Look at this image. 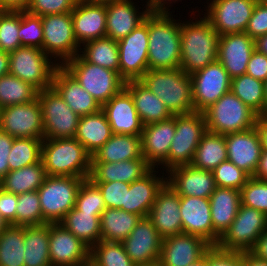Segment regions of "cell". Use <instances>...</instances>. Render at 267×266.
I'll return each mask as SVG.
<instances>
[{
	"label": "cell",
	"instance_id": "603a6c76",
	"mask_svg": "<svg viewBox=\"0 0 267 266\" xmlns=\"http://www.w3.org/2000/svg\"><path fill=\"white\" fill-rule=\"evenodd\" d=\"M254 50L255 40L245 32L220 35L217 59L233 79L246 74Z\"/></svg>",
	"mask_w": 267,
	"mask_h": 266
},
{
	"label": "cell",
	"instance_id": "277c9868",
	"mask_svg": "<svg viewBox=\"0 0 267 266\" xmlns=\"http://www.w3.org/2000/svg\"><path fill=\"white\" fill-rule=\"evenodd\" d=\"M47 176L89 178L92 156L75 138L44 139L42 157Z\"/></svg>",
	"mask_w": 267,
	"mask_h": 266
},
{
	"label": "cell",
	"instance_id": "6da1fadb",
	"mask_svg": "<svg viewBox=\"0 0 267 266\" xmlns=\"http://www.w3.org/2000/svg\"><path fill=\"white\" fill-rule=\"evenodd\" d=\"M172 12L152 9L148 14V70H173L180 66L181 18L176 20Z\"/></svg>",
	"mask_w": 267,
	"mask_h": 266
},
{
	"label": "cell",
	"instance_id": "d590c367",
	"mask_svg": "<svg viewBox=\"0 0 267 266\" xmlns=\"http://www.w3.org/2000/svg\"><path fill=\"white\" fill-rule=\"evenodd\" d=\"M59 223L90 249L101 240L100 215L97 212H83L74 207Z\"/></svg>",
	"mask_w": 267,
	"mask_h": 266
},
{
	"label": "cell",
	"instance_id": "3957f363",
	"mask_svg": "<svg viewBox=\"0 0 267 266\" xmlns=\"http://www.w3.org/2000/svg\"><path fill=\"white\" fill-rule=\"evenodd\" d=\"M139 81L159 97L172 115L195 112L192 81L182 69L148 70Z\"/></svg>",
	"mask_w": 267,
	"mask_h": 266
},
{
	"label": "cell",
	"instance_id": "e0dca14e",
	"mask_svg": "<svg viewBox=\"0 0 267 266\" xmlns=\"http://www.w3.org/2000/svg\"><path fill=\"white\" fill-rule=\"evenodd\" d=\"M51 266H86L90 248L60 223H49Z\"/></svg>",
	"mask_w": 267,
	"mask_h": 266
},
{
	"label": "cell",
	"instance_id": "7dc6e473",
	"mask_svg": "<svg viewBox=\"0 0 267 266\" xmlns=\"http://www.w3.org/2000/svg\"><path fill=\"white\" fill-rule=\"evenodd\" d=\"M47 223L42 215L37 191L17 195L16 226H40Z\"/></svg>",
	"mask_w": 267,
	"mask_h": 266
},
{
	"label": "cell",
	"instance_id": "c3c4849f",
	"mask_svg": "<svg viewBox=\"0 0 267 266\" xmlns=\"http://www.w3.org/2000/svg\"><path fill=\"white\" fill-rule=\"evenodd\" d=\"M20 11H0V49L10 53L21 46Z\"/></svg>",
	"mask_w": 267,
	"mask_h": 266
},
{
	"label": "cell",
	"instance_id": "8fae6325",
	"mask_svg": "<svg viewBox=\"0 0 267 266\" xmlns=\"http://www.w3.org/2000/svg\"><path fill=\"white\" fill-rule=\"evenodd\" d=\"M175 136L167 157V172L191 164L201 137L207 131L203 112L175 115Z\"/></svg>",
	"mask_w": 267,
	"mask_h": 266
},
{
	"label": "cell",
	"instance_id": "d6a6232c",
	"mask_svg": "<svg viewBox=\"0 0 267 266\" xmlns=\"http://www.w3.org/2000/svg\"><path fill=\"white\" fill-rule=\"evenodd\" d=\"M143 126L166 120L173 116L165 104L139 80L125 82Z\"/></svg>",
	"mask_w": 267,
	"mask_h": 266
},
{
	"label": "cell",
	"instance_id": "34e18365",
	"mask_svg": "<svg viewBox=\"0 0 267 266\" xmlns=\"http://www.w3.org/2000/svg\"><path fill=\"white\" fill-rule=\"evenodd\" d=\"M8 226L9 224L5 221V219L2 217L0 213V233L4 231Z\"/></svg>",
	"mask_w": 267,
	"mask_h": 266
},
{
	"label": "cell",
	"instance_id": "52a82bcc",
	"mask_svg": "<svg viewBox=\"0 0 267 266\" xmlns=\"http://www.w3.org/2000/svg\"><path fill=\"white\" fill-rule=\"evenodd\" d=\"M59 65L37 47L20 46L9 53V74L31 84L38 91L52 87Z\"/></svg>",
	"mask_w": 267,
	"mask_h": 266
},
{
	"label": "cell",
	"instance_id": "484cf974",
	"mask_svg": "<svg viewBox=\"0 0 267 266\" xmlns=\"http://www.w3.org/2000/svg\"><path fill=\"white\" fill-rule=\"evenodd\" d=\"M227 146V160L254 175L262 154V145L256 127L224 135Z\"/></svg>",
	"mask_w": 267,
	"mask_h": 266
},
{
	"label": "cell",
	"instance_id": "4316f807",
	"mask_svg": "<svg viewBox=\"0 0 267 266\" xmlns=\"http://www.w3.org/2000/svg\"><path fill=\"white\" fill-rule=\"evenodd\" d=\"M157 170L158 168H152L141 179L130 183L129 189H126L125 206L121 210L137 214L141 218L148 217L157 193L167 182L164 171L161 170L162 173L158 175L160 169Z\"/></svg>",
	"mask_w": 267,
	"mask_h": 266
},
{
	"label": "cell",
	"instance_id": "44dd1931",
	"mask_svg": "<svg viewBox=\"0 0 267 266\" xmlns=\"http://www.w3.org/2000/svg\"><path fill=\"white\" fill-rule=\"evenodd\" d=\"M148 218L163 239L183 233L180 196L167 182L157 193Z\"/></svg>",
	"mask_w": 267,
	"mask_h": 266
},
{
	"label": "cell",
	"instance_id": "5b68a950",
	"mask_svg": "<svg viewBox=\"0 0 267 266\" xmlns=\"http://www.w3.org/2000/svg\"><path fill=\"white\" fill-rule=\"evenodd\" d=\"M62 67L102 106L125 87L119 73L86 62L79 54Z\"/></svg>",
	"mask_w": 267,
	"mask_h": 266
},
{
	"label": "cell",
	"instance_id": "74e56055",
	"mask_svg": "<svg viewBox=\"0 0 267 266\" xmlns=\"http://www.w3.org/2000/svg\"><path fill=\"white\" fill-rule=\"evenodd\" d=\"M24 266H51L49 223L24 226Z\"/></svg>",
	"mask_w": 267,
	"mask_h": 266
},
{
	"label": "cell",
	"instance_id": "f6af8a7d",
	"mask_svg": "<svg viewBox=\"0 0 267 266\" xmlns=\"http://www.w3.org/2000/svg\"><path fill=\"white\" fill-rule=\"evenodd\" d=\"M42 142L38 138H14L8 159L9 171L40 162Z\"/></svg>",
	"mask_w": 267,
	"mask_h": 266
},
{
	"label": "cell",
	"instance_id": "5bb4252c",
	"mask_svg": "<svg viewBox=\"0 0 267 266\" xmlns=\"http://www.w3.org/2000/svg\"><path fill=\"white\" fill-rule=\"evenodd\" d=\"M117 43L120 76L125 81L139 80L148 71V15L143 23Z\"/></svg>",
	"mask_w": 267,
	"mask_h": 266
},
{
	"label": "cell",
	"instance_id": "9a60e30c",
	"mask_svg": "<svg viewBox=\"0 0 267 266\" xmlns=\"http://www.w3.org/2000/svg\"><path fill=\"white\" fill-rule=\"evenodd\" d=\"M195 112H204L231 90V78L217 59L190 75Z\"/></svg>",
	"mask_w": 267,
	"mask_h": 266
},
{
	"label": "cell",
	"instance_id": "f5cc1de1",
	"mask_svg": "<svg viewBox=\"0 0 267 266\" xmlns=\"http://www.w3.org/2000/svg\"><path fill=\"white\" fill-rule=\"evenodd\" d=\"M240 192L241 205L262 211L267 216V180L250 177Z\"/></svg>",
	"mask_w": 267,
	"mask_h": 266
},
{
	"label": "cell",
	"instance_id": "83f0119b",
	"mask_svg": "<svg viewBox=\"0 0 267 266\" xmlns=\"http://www.w3.org/2000/svg\"><path fill=\"white\" fill-rule=\"evenodd\" d=\"M180 215L184 234L200 236L214 246L209 198L180 196Z\"/></svg>",
	"mask_w": 267,
	"mask_h": 266
},
{
	"label": "cell",
	"instance_id": "f35d334b",
	"mask_svg": "<svg viewBox=\"0 0 267 266\" xmlns=\"http://www.w3.org/2000/svg\"><path fill=\"white\" fill-rule=\"evenodd\" d=\"M227 160V146L222 134L206 131L196 148L191 165L195 168L213 171Z\"/></svg>",
	"mask_w": 267,
	"mask_h": 266
},
{
	"label": "cell",
	"instance_id": "4fadbf2b",
	"mask_svg": "<svg viewBox=\"0 0 267 266\" xmlns=\"http://www.w3.org/2000/svg\"><path fill=\"white\" fill-rule=\"evenodd\" d=\"M203 14L218 35L245 32L256 0H207ZM210 1V2H209Z\"/></svg>",
	"mask_w": 267,
	"mask_h": 266
},
{
	"label": "cell",
	"instance_id": "ee69618b",
	"mask_svg": "<svg viewBox=\"0 0 267 266\" xmlns=\"http://www.w3.org/2000/svg\"><path fill=\"white\" fill-rule=\"evenodd\" d=\"M38 90L17 76L0 77V107L26 104L37 99Z\"/></svg>",
	"mask_w": 267,
	"mask_h": 266
},
{
	"label": "cell",
	"instance_id": "2644e50d",
	"mask_svg": "<svg viewBox=\"0 0 267 266\" xmlns=\"http://www.w3.org/2000/svg\"><path fill=\"white\" fill-rule=\"evenodd\" d=\"M255 49L267 56V34L255 40Z\"/></svg>",
	"mask_w": 267,
	"mask_h": 266
},
{
	"label": "cell",
	"instance_id": "753ad0ef",
	"mask_svg": "<svg viewBox=\"0 0 267 266\" xmlns=\"http://www.w3.org/2000/svg\"><path fill=\"white\" fill-rule=\"evenodd\" d=\"M265 116H267V78L264 80Z\"/></svg>",
	"mask_w": 267,
	"mask_h": 266
},
{
	"label": "cell",
	"instance_id": "6f0895ef",
	"mask_svg": "<svg viewBox=\"0 0 267 266\" xmlns=\"http://www.w3.org/2000/svg\"><path fill=\"white\" fill-rule=\"evenodd\" d=\"M245 33L254 40L267 34V5L262 1H257Z\"/></svg>",
	"mask_w": 267,
	"mask_h": 266
},
{
	"label": "cell",
	"instance_id": "db71d44e",
	"mask_svg": "<svg viewBox=\"0 0 267 266\" xmlns=\"http://www.w3.org/2000/svg\"><path fill=\"white\" fill-rule=\"evenodd\" d=\"M78 0H31L26 11L39 16L72 12Z\"/></svg>",
	"mask_w": 267,
	"mask_h": 266
},
{
	"label": "cell",
	"instance_id": "03108f58",
	"mask_svg": "<svg viewBox=\"0 0 267 266\" xmlns=\"http://www.w3.org/2000/svg\"><path fill=\"white\" fill-rule=\"evenodd\" d=\"M252 177L259 180H267V152H262L256 171Z\"/></svg>",
	"mask_w": 267,
	"mask_h": 266
},
{
	"label": "cell",
	"instance_id": "003e7915",
	"mask_svg": "<svg viewBox=\"0 0 267 266\" xmlns=\"http://www.w3.org/2000/svg\"><path fill=\"white\" fill-rule=\"evenodd\" d=\"M178 1H182V0H146L144 2L151 9H162V10H166L167 9V10H170L172 8V6H173L172 4L173 3H177Z\"/></svg>",
	"mask_w": 267,
	"mask_h": 266
},
{
	"label": "cell",
	"instance_id": "e7e4bbea",
	"mask_svg": "<svg viewBox=\"0 0 267 266\" xmlns=\"http://www.w3.org/2000/svg\"><path fill=\"white\" fill-rule=\"evenodd\" d=\"M255 127L260 136L262 152H267V116H258Z\"/></svg>",
	"mask_w": 267,
	"mask_h": 266
},
{
	"label": "cell",
	"instance_id": "7c38bea8",
	"mask_svg": "<svg viewBox=\"0 0 267 266\" xmlns=\"http://www.w3.org/2000/svg\"><path fill=\"white\" fill-rule=\"evenodd\" d=\"M44 124V139L74 138L80 116L77 115L53 88L38 91Z\"/></svg>",
	"mask_w": 267,
	"mask_h": 266
},
{
	"label": "cell",
	"instance_id": "89a4df30",
	"mask_svg": "<svg viewBox=\"0 0 267 266\" xmlns=\"http://www.w3.org/2000/svg\"><path fill=\"white\" fill-rule=\"evenodd\" d=\"M9 74V53L0 50V77Z\"/></svg>",
	"mask_w": 267,
	"mask_h": 266
},
{
	"label": "cell",
	"instance_id": "d6986e66",
	"mask_svg": "<svg viewBox=\"0 0 267 266\" xmlns=\"http://www.w3.org/2000/svg\"><path fill=\"white\" fill-rule=\"evenodd\" d=\"M175 129V115L143 126L140 135L142 156L152 168H160L167 172V157L175 136Z\"/></svg>",
	"mask_w": 267,
	"mask_h": 266
},
{
	"label": "cell",
	"instance_id": "1f68e13d",
	"mask_svg": "<svg viewBox=\"0 0 267 266\" xmlns=\"http://www.w3.org/2000/svg\"><path fill=\"white\" fill-rule=\"evenodd\" d=\"M151 169L144 157L116 163H91L89 178L94 183L119 181L130 184L141 179Z\"/></svg>",
	"mask_w": 267,
	"mask_h": 266
},
{
	"label": "cell",
	"instance_id": "a7ac6f4b",
	"mask_svg": "<svg viewBox=\"0 0 267 266\" xmlns=\"http://www.w3.org/2000/svg\"><path fill=\"white\" fill-rule=\"evenodd\" d=\"M244 266H267V261L260 260L250 252H243Z\"/></svg>",
	"mask_w": 267,
	"mask_h": 266
},
{
	"label": "cell",
	"instance_id": "ba28073f",
	"mask_svg": "<svg viewBox=\"0 0 267 266\" xmlns=\"http://www.w3.org/2000/svg\"><path fill=\"white\" fill-rule=\"evenodd\" d=\"M85 178L47 176L37 190L43 218L48 223H59L75 207L76 196Z\"/></svg>",
	"mask_w": 267,
	"mask_h": 266
},
{
	"label": "cell",
	"instance_id": "8c879c8a",
	"mask_svg": "<svg viewBox=\"0 0 267 266\" xmlns=\"http://www.w3.org/2000/svg\"><path fill=\"white\" fill-rule=\"evenodd\" d=\"M78 1L85 2V3L108 4L116 0H78Z\"/></svg>",
	"mask_w": 267,
	"mask_h": 266
},
{
	"label": "cell",
	"instance_id": "d4e9b609",
	"mask_svg": "<svg viewBox=\"0 0 267 266\" xmlns=\"http://www.w3.org/2000/svg\"><path fill=\"white\" fill-rule=\"evenodd\" d=\"M167 183L179 196L210 198L217 187L212 171L179 165L166 172Z\"/></svg>",
	"mask_w": 267,
	"mask_h": 266
},
{
	"label": "cell",
	"instance_id": "60d3db41",
	"mask_svg": "<svg viewBox=\"0 0 267 266\" xmlns=\"http://www.w3.org/2000/svg\"><path fill=\"white\" fill-rule=\"evenodd\" d=\"M79 55L86 61L119 73V49L117 41L102 37L86 42Z\"/></svg>",
	"mask_w": 267,
	"mask_h": 266
},
{
	"label": "cell",
	"instance_id": "ac0fdd59",
	"mask_svg": "<svg viewBox=\"0 0 267 266\" xmlns=\"http://www.w3.org/2000/svg\"><path fill=\"white\" fill-rule=\"evenodd\" d=\"M163 238L148 217L140 218L129 236L123 240L124 250L137 266L158 264Z\"/></svg>",
	"mask_w": 267,
	"mask_h": 266
},
{
	"label": "cell",
	"instance_id": "4dcf8cb0",
	"mask_svg": "<svg viewBox=\"0 0 267 266\" xmlns=\"http://www.w3.org/2000/svg\"><path fill=\"white\" fill-rule=\"evenodd\" d=\"M209 199L216 246L238 213L241 192L238 189L216 187Z\"/></svg>",
	"mask_w": 267,
	"mask_h": 266
},
{
	"label": "cell",
	"instance_id": "2a66077c",
	"mask_svg": "<svg viewBox=\"0 0 267 266\" xmlns=\"http://www.w3.org/2000/svg\"><path fill=\"white\" fill-rule=\"evenodd\" d=\"M2 190V178L0 177V191Z\"/></svg>",
	"mask_w": 267,
	"mask_h": 266
},
{
	"label": "cell",
	"instance_id": "680465c9",
	"mask_svg": "<svg viewBox=\"0 0 267 266\" xmlns=\"http://www.w3.org/2000/svg\"><path fill=\"white\" fill-rule=\"evenodd\" d=\"M17 194L0 191V213L9 225L16 226Z\"/></svg>",
	"mask_w": 267,
	"mask_h": 266
},
{
	"label": "cell",
	"instance_id": "7a4b0ae2",
	"mask_svg": "<svg viewBox=\"0 0 267 266\" xmlns=\"http://www.w3.org/2000/svg\"><path fill=\"white\" fill-rule=\"evenodd\" d=\"M192 20H181V61L179 68L186 74L205 68L218 58L219 35L208 19L196 10ZM199 16V18L197 16ZM195 18V19H194ZM195 20V21H194Z\"/></svg>",
	"mask_w": 267,
	"mask_h": 266
},
{
	"label": "cell",
	"instance_id": "6125c7cd",
	"mask_svg": "<svg viewBox=\"0 0 267 266\" xmlns=\"http://www.w3.org/2000/svg\"><path fill=\"white\" fill-rule=\"evenodd\" d=\"M250 253L260 260L267 261V230L258 238Z\"/></svg>",
	"mask_w": 267,
	"mask_h": 266
},
{
	"label": "cell",
	"instance_id": "7bdbcfd3",
	"mask_svg": "<svg viewBox=\"0 0 267 266\" xmlns=\"http://www.w3.org/2000/svg\"><path fill=\"white\" fill-rule=\"evenodd\" d=\"M24 226L9 225L0 233V266H24Z\"/></svg>",
	"mask_w": 267,
	"mask_h": 266
},
{
	"label": "cell",
	"instance_id": "2e32d148",
	"mask_svg": "<svg viewBox=\"0 0 267 266\" xmlns=\"http://www.w3.org/2000/svg\"><path fill=\"white\" fill-rule=\"evenodd\" d=\"M0 130L14 138L44 140L43 116L38 98L26 104L1 108Z\"/></svg>",
	"mask_w": 267,
	"mask_h": 266
},
{
	"label": "cell",
	"instance_id": "e575fe53",
	"mask_svg": "<svg viewBox=\"0 0 267 266\" xmlns=\"http://www.w3.org/2000/svg\"><path fill=\"white\" fill-rule=\"evenodd\" d=\"M112 136L111 127L102 110L81 116L75 139L83 145L91 156Z\"/></svg>",
	"mask_w": 267,
	"mask_h": 266
},
{
	"label": "cell",
	"instance_id": "11a10c76",
	"mask_svg": "<svg viewBox=\"0 0 267 266\" xmlns=\"http://www.w3.org/2000/svg\"><path fill=\"white\" fill-rule=\"evenodd\" d=\"M95 184L102 192L106 208L120 209L125 206L126 189L130 184L119 181Z\"/></svg>",
	"mask_w": 267,
	"mask_h": 266
},
{
	"label": "cell",
	"instance_id": "836d02e7",
	"mask_svg": "<svg viewBox=\"0 0 267 266\" xmlns=\"http://www.w3.org/2000/svg\"><path fill=\"white\" fill-rule=\"evenodd\" d=\"M138 158H143L140 136L112 134L92 155V163H116Z\"/></svg>",
	"mask_w": 267,
	"mask_h": 266
},
{
	"label": "cell",
	"instance_id": "30bf717a",
	"mask_svg": "<svg viewBox=\"0 0 267 266\" xmlns=\"http://www.w3.org/2000/svg\"><path fill=\"white\" fill-rule=\"evenodd\" d=\"M44 32L42 50L59 66L79 54L71 12L41 16Z\"/></svg>",
	"mask_w": 267,
	"mask_h": 266
},
{
	"label": "cell",
	"instance_id": "7402d4cb",
	"mask_svg": "<svg viewBox=\"0 0 267 266\" xmlns=\"http://www.w3.org/2000/svg\"><path fill=\"white\" fill-rule=\"evenodd\" d=\"M135 3L133 0H116L106 4L107 37L119 41L144 22L152 9L146 3H143L144 7Z\"/></svg>",
	"mask_w": 267,
	"mask_h": 266
},
{
	"label": "cell",
	"instance_id": "ab89813d",
	"mask_svg": "<svg viewBox=\"0 0 267 266\" xmlns=\"http://www.w3.org/2000/svg\"><path fill=\"white\" fill-rule=\"evenodd\" d=\"M47 177L41 160L38 163L9 171L2 178V189L12 194H22L37 191Z\"/></svg>",
	"mask_w": 267,
	"mask_h": 266
},
{
	"label": "cell",
	"instance_id": "f1b7e54d",
	"mask_svg": "<svg viewBox=\"0 0 267 266\" xmlns=\"http://www.w3.org/2000/svg\"><path fill=\"white\" fill-rule=\"evenodd\" d=\"M71 16L74 36L80 47L106 36V4L78 1Z\"/></svg>",
	"mask_w": 267,
	"mask_h": 266
},
{
	"label": "cell",
	"instance_id": "681fc988",
	"mask_svg": "<svg viewBox=\"0 0 267 266\" xmlns=\"http://www.w3.org/2000/svg\"><path fill=\"white\" fill-rule=\"evenodd\" d=\"M75 208L83 212H97L99 215L106 209L102 192L90 179H84L79 187Z\"/></svg>",
	"mask_w": 267,
	"mask_h": 266
},
{
	"label": "cell",
	"instance_id": "94428289",
	"mask_svg": "<svg viewBox=\"0 0 267 266\" xmlns=\"http://www.w3.org/2000/svg\"><path fill=\"white\" fill-rule=\"evenodd\" d=\"M14 137L0 130V177L3 178L9 172V155Z\"/></svg>",
	"mask_w": 267,
	"mask_h": 266
},
{
	"label": "cell",
	"instance_id": "bcb514c9",
	"mask_svg": "<svg viewBox=\"0 0 267 266\" xmlns=\"http://www.w3.org/2000/svg\"><path fill=\"white\" fill-rule=\"evenodd\" d=\"M90 266H137L121 242L100 240L90 249Z\"/></svg>",
	"mask_w": 267,
	"mask_h": 266
},
{
	"label": "cell",
	"instance_id": "9c48e42d",
	"mask_svg": "<svg viewBox=\"0 0 267 266\" xmlns=\"http://www.w3.org/2000/svg\"><path fill=\"white\" fill-rule=\"evenodd\" d=\"M266 230L267 216L262 211L240 205L234 221L216 246L224 251L250 252Z\"/></svg>",
	"mask_w": 267,
	"mask_h": 266
},
{
	"label": "cell",
	"instance_id": "91938a15",
	"mask_svg": "<svg viewBox=\"0 0 267 266\" xmlns=\"http://www.w3.org/2000/svg\"><path fill=\"white\" fill-rule=\"evenodd\" d=\"M246 74L264 81L267 78V56L255 49L248 62Z\"/></svg>",
	"mask_w": 267,
	"mask_h": 266
},
{
	"label": "cell",
	"instance_id": "8992f818",
	"mask_svg": "<svg viewBox=\"0 0 267 266\" xmlns=\"http://www.w3.org/2000/svg\"><path fill=\"white\" fill-rule=\"evenodd\" d=\"M203 113L207 131L222 135L253 128L258 118L231 90Z\"/></svg>",
	"mask_w": 267,
	"mask_h": 266
},
{
	"label": "cell",
	"instance_id": "11e5206c",
	"mask_svg": "<svg viewBox=\"0 0 267 266\" xmlns=\"http://www.w3.org/2000/svg\"><path fill=\"white\" fill-rule=\"evenodd\" d=\"M190 266H206V253L204 255V257L202 259H200L199 261L191 264Z\"/></svg>",
	"mask_w": 267,
	"mask_h": 266
},
{
	"label": "cell",
	"instance_id": "b9fcfbb0",
	"mask_svg": "<svg viewBox=\"0 0 267 266\" xmlns=\"http://www.w3.org/2000/svg\"><path fill=\"white\" fill-rule=\"evenodd\" d=\"M263 3H265L267 5V0H262Z\"/></svg>",
	"mask_w": 267,
	"mask_h": 266
},
{
	"label": "cell",
	"instance_id": "816d5d0a",
	"mask_svg": "<svg viewBox=\"0 0 267 266\" xmlns=\"http://www.w3.org/2000/svg\"><path fill=\"white\" fill-rule=\"evenodd\" d=\"M212 172L216 186L221 188L241 190L251 177L229 160L223 161Z\"/></svg>",
	"mask_w": 267,
	"mask_h": 266
},
{
	"label": "cell",
	"instance_id": "b9f144b4",
	"mask_svg": "<svg viewBox=\"0 0 267 266\" xmlns=\"http://www.w3.org/2000/svg\"><path fill=\"white\" fill-rule=\"evenodd\" d=\"M264 81L248 74L231 79V91L258 116H265Z\"/></svg>",
	"mask_w": 267,
	"mask_h": 266
},
{
	"label": "cell",
	"instance_id": "ffe728a7",
	"mask_svg": "<svg viewBox=\"0 0 267 266\" xmlns=\"http://www.w3.org/2000/svg\"><path fill=\"white\" fill-rule=\"evenodd\" d=\"M212 247L200 236L179 234L162 241L159 266H190L199 261Z\"/></svg>",
	"mask_w": 267,
	"mask_h": 266
},
{
	"label": "cell",
	"instance_id": "f907efd6",
	"mask_svg": "<svg viewBox=\"0 0 267 266\" xmlns=\"http://www.w3.org/2000/svg\"><path fill=\"white\" fill-rule=\"evenodd\" d=\"M21 46H31L42 49L43 27L41 16L20 11V28L18 32Z\"/></svg>",
	"mask_w": 267,
	"mask_h": 266
},
{
	"label": "cell",
	"instance_id": "f546056e",
	"mask_svg": "<svg viewBox=\"0 0 267 266\" xmlns=\"http://www.w3.org/2000/svg\"><path fill=\"white\" fill-rule=\"evenodd\" d=\"M52 87L80 117L96 113L102 108L98 101L62 66H59L53 75Z\"/></svg>",
	"mask_w": 267,
	"mask_h": 266
},
{
	"label": "cell",
	"instance_id": "8d00e7d4",
	"mask_svg": "<svg viewBox=\"0 0 267 266\" xmlns=\"http://www.w3.org/2000/svg\"><path fill=\"white\" fill-rule=\"evenodd\" d=\"M140 216L121 209L106 208L100 215L101 240L122 242L135 228Z\"/></svg>",
	"mask_w": 267,
	"mask_h": 266
},
{
	"label": "cell",
	"instance_id": "9f6ffc18",
	"mask_svg": "<svg viewBox=\"0 0 267 266\" xmlns=\"http://www.w3.org/2000/svg\"><path fill=\"white\" fill-rule=\"evenodd\" d=\"M206 266H244L243 252L224 251L212 246L206 252Z\"/></svg>",
	"mask_w": 267,
	"mask_h": 266
},
{
	"label": "cell",
	"instance_id": "be15d7a7",
	"mask_svg": "<svg viewBox=\"0 0 267 266\" xmlns=\"http://www.w3.org/2000/svg\"><path fill=\"white\" fill-rule=\"evenodd\" d=\"M31 0H0L1 11H26Z\"/></svg>",
	"mask_w": 267,
	"mask_h": 266
},
{
	"label": "cell",
	"instance_id": "cb8c5ba5",
	"mask_svg": "<svg viewBox=\"0 0 267 266\" xmlns=\"http://www.w3.org/2000/svg\"><path fill=\"white\" fill-rule=\"evenodd\" d=\"M101 110L106 116L112 134L141 135L143 124L132 96L125 87L102 105Z\"/></svg>",
	"mask_w": 267,
	"mask_h": 266
}]
</instances>
